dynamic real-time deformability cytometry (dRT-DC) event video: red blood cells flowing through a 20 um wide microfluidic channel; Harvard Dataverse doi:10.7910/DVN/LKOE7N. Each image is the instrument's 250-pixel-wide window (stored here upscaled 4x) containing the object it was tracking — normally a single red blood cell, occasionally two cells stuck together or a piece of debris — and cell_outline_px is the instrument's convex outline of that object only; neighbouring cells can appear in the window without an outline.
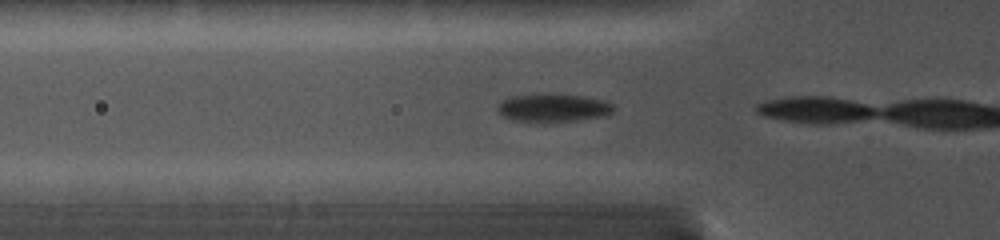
{"species": "common noctule bat (a hibernating species)", "species_latin": "Nyctalus noctula", "temperature_condition": "cold", "stored_images_in_passage": 3, "camera_frame_rate_fps": 5000, "um_per_image_px": 0.085, "animal": {"sex": "female", "body_mass_g": 19.0, "forearm_length_mm": 56.7}, "frame": {"image": 1, "passage_image": 2, "time_ms": 0.4, "image_size_px": [1000, 240], "cell_outline_px": [[616, 108], [612, 112], [604, 116], [576, 120], [508, 120], [496, 108], [500, 100], [508, 96], [544, 92], [552, 92], [584, 96], [604, 100], [612, 104]], "centroid_in_image_um": [46.99, 9.1], "position_along_channel_um": 78.8, "area_um2": 19.19}}